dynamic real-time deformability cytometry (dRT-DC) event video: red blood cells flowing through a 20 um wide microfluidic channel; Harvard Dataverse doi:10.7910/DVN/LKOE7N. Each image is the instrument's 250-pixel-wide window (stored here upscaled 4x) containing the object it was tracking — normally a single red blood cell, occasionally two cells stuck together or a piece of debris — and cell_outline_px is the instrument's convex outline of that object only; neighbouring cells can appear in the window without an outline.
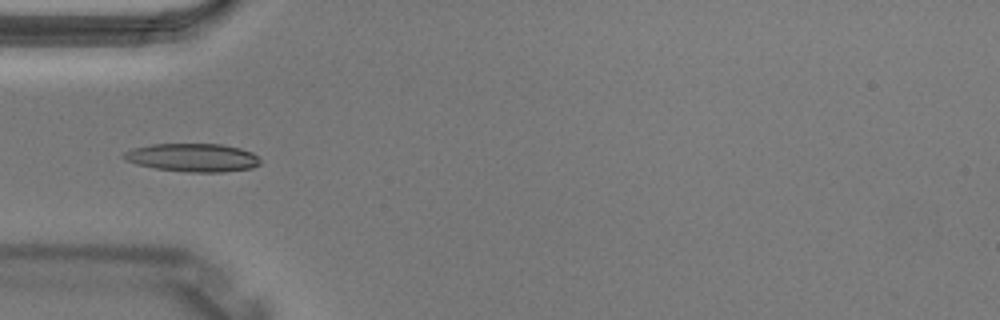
{"species": "Egyptian fruit bat (a non-hibernating species)", "species_latin": "Rousettus aegyptiacus", "temperature_condition": "warm", "stored_images_in_passage": 4, "camera_frame_rate_fps": 3000, "um_per_image_px": 0.085, "animal": {"sex": "male"}, "frame": {"image": 1, "passage_image": 4, "time_ms": 1.0, "image_size_px": [1000, 320], "cell_outline_px": [[260, 164], [252, 168], [224, 172], [188, 172], [156, 168], [136, 164], [124, 160], [120, 156], [124, 152], [132, 148], [152, 144], [220, 144], [240, 148], [252, 152], [260, 160]], "centroid_in_image_um": [16.35, 13.39], "position_along_channel_um": 68.6, "area_um2": 22.54}}